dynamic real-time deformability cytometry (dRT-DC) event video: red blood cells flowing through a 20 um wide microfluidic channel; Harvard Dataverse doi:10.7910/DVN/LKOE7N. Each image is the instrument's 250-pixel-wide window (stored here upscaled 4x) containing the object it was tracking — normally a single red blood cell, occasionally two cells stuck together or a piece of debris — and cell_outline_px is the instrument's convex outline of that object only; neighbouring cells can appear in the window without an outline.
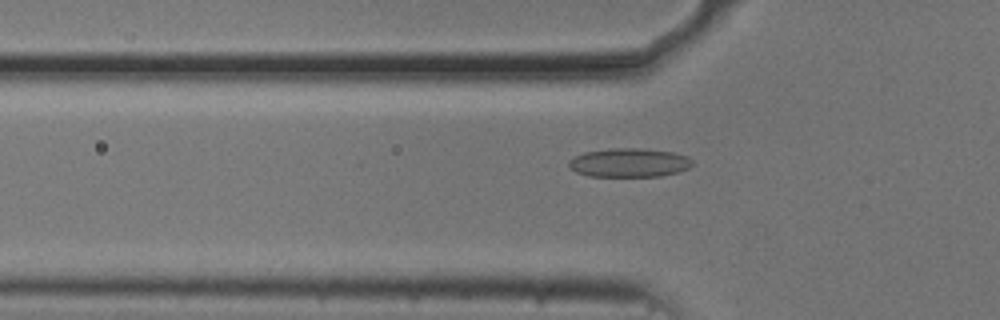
{"species": "common noctule bat (a hibernating species)", "species_latin": "Nyctalus noctula", "temperature_condition": "cold", "stored_images_in_passage": 16, "camera_frame_rate_fps": 3000, "um_per_image_px": 0.085, "animal": {"sex": "male", "body_mass_g": 20.5, "forearm_length_mm": 52.5}, "frame": {"image": 1, "passage_image": 13, "time_ms": 4.0, "image_size_px": [1000, 320], "cell_outline_px": [[696, 164], [688, 168], [676, 172], [660, 176], [588, 176], [576, 172], [568, 168], [568, 160], [584, 152], [612, 148], [644, 148], [672, 152], [688, 156]], "centroid_in_image_um": [53.48, 13.82], "position_along_channel_um": 72.3, "area_um2": 20.92}}